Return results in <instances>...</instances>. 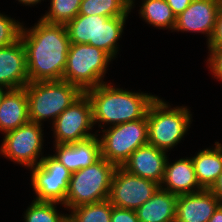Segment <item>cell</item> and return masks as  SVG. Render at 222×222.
Instances as JSON below:
<instances>
[{
	"label": "cell",
	"instance_id": "26",
	"mask_svg": "<svg viewBox=\"0 0 222 222\" xmlns=\"http://www.w3.org/2000/svg\"><path fill=\"white\" fill-rule=\"evenodd\" d=\"M82 0H50V9L41 17L44 22L66 25L80 10Z\"/></svg>",
	"mask_w": 222,
	"mask_h": 222
},
{
	"label": "cell",
	"instance_id": "33",
	"mask_svg": "<svg viewBox=\"0 0 222 222\" xmlns=\"http://www.w3.org/2000/svg\"><path fill=\"white\" fill-rule=\"evenodd\" d=\"M208 222H222V203L218 206Z\"/></svg>",
	"mask_w": 222,
	"mask_h": 222
},
{
	"label": "cell",
	"instance_id": "8",
	"mask_svg": "<svg viewBox=\"0 0 222 222\" xmlns=\"http://www.w3.org/2000/svg\"><path fill=\"white\" fill-rule=\"evenodd\" d=\"M102 132L99 137L101 157L122 167L137 148L148 144L147 115L136 121L109 126Z\"/></svg>",
	"mask_w": 222,
	"mask_h": 222
},
{
	"label": "cell",
	"instance_id": "1",
	"mask_svg": "<svg viewBox=\"0 0 222 222\" xmlns=\"http://www.w3.org/2000/svg\"><path fill=\"white\" fill-rule=\"evenodd\" d=\"M20 39L26 51L29 82L62 80L70 40L66 26L44 22L22 26Z\"/></svg>",
	"mask_w": 222,
	"mask_h": 222
},
{
	"label": "cell",
	"instance_id": "24",
	"mask_svg": "<svg viewBox=\"0 0 222 222\" xmlns=\"http://www.w3.org/2000/svg\"><path fill=\"white\" fill-rule=\"evenodd\" d=\"M68 222H111L112 204L105 201L79 205L69 209Z\"/></svg>",
	"mask_w": 222,
	"mask_h": 222
},
{
	"label": "cell",
	"instance_id": "6",
	"mask_svg": "<svg viewBox=\"0 0 222 222\" xmlns=\"http://www.w3.org/2000/svg\"><path fill=\"white\" fill-rule=\"evenodd\" d=\"M116 168V165L101 157L92 165L72 173L64 208L107 200Z\"/></svg>",
	"mask_w": 222,
	"mask_h": 222
},
{
	"label": "cell",
	"instance_id": "7",
	"mask_svg": "<svg viewBox=\"0 0 222 222\" xmlns=\"http://www.w3.org/2000/svg\"><path fill=\"white\" fill-rule=\"evenodd\" d=\"M113 58L89 44H70L62 80L77 86L83 93L102 83Z\"/></svg>",
	"mask_w": 222,
	"mask_h": 222
},
{
	"label": "cell",
	"instance_id": "10",
	"mask_svg": "<svg viewBox=\"0 0 222 222\" xmlns=\"http://www.w3.org/2000/svg\"><path fill=\"white\" fill-rule=\"evenodd\" d=\"M30 169L34 200L59 202L64 206L72 172L53 155L44 157Z\"/></svg>",
	"mask_w": 222,
	"mask_h": 222
},
{
	"label": "cell",
	"instance_id": "18",
	"mask_svg": "<svg viewBox=\"0 0 222 222\" xmlns=\"http://www.w3.org/2000/svg\"><path fill=\"white\" fill-rule=\"evenodd\" d=\"M160 188L177 196L202 191L191 157L181 158L173 163H169L167 158Z\"/></svg>",
	"mask_w": 222,
	"mask_h": 222
},
{
	"label": "cell",
	"instance_id": "27",
	"mask_svg": "<svg viewBox=\"0 0 222 222\" xmlns=\"http://www.w3.org/2000/svg\"><path fill=\"white\" fill-rule=\"evenodd\" d=\"M23 23L0 13V48L20 39Z\"/></svg>",
	"mask_w": 222,
	"mask_h": 222
},
{
	"label": "cell",
	"instance_id": "12",
	"mask_svg": "<svg viewBox=\"0 0 222 222\" xmlns=\"http://www.w3.org/2000/svg\"><path fill=\"white\" fill-rule=\"evenodd\" d=\"M160 187L156 182L128 173L122 167L115 169L108 200L119 208L137 210Z\"/></svg>",
	"mask_w": 222,
	"mask_h": 222
},
{
	"label": "cell",
	"instance_id": "9",
	"mask_svg": "<svg viewBox=\"0 0 222 222\" xmlns=\"http://www.w3.org/2000/svg\"><path fill=\"white\" fill-rule=\"evenodd\" d=\"M41 126L42 124L28 121L15 130L5 133L0 154L29 169L37 166L44 158L42 156L44 134Z\"/></svg>",
	"mask_w": 222,
	"mask_h": 222
},
{
	"label": "cell",
	"instance_id": "4",
	"mask_svg": "<svg viewBox=\"0 0 222 222\" xmlns=\"http://www.w3.org/2000/svg\"><path fill=\"white\" fill-rule=\"evenodd\" d=\"M30 121L42 124L55 119L83 92L65 80L29 82L26 86Z\"/></svg>",
	"mask_w": 222,
	"mask_h": 222
},
{
	"label": "cell",
	"instance_id": "17",
	"mask_svg": "<svg viewBox=\"0 0 222 222\" xmlns=\"http://www.w3.org/2000/svg\"><path fill=\"white\" fill-rule=\"evenodd\" d=\"M95 134L79 142L53 144L56 150L53 156L72 173L92 165L101 158L100 139Z\"/></svg>",
	"mask_w": 222,
	"mask_h": 222
},
{
	"label": "cell",
	"instance_id": "22",
	"mask_svg": "<svg viewBox=\"0 0 222 222\" xmlns=\"http://www.w3.org/2000/svg\"><path fill=\"white\" fill-rule=\"evenodd\" d=\"M139 14L147 24L159 29L174 30L176 16L166 0H142Z\"/></svg>",
	"mask_w": 222,
	"mask_h": 222
},
{
	"label": "cell",
	"instance_id": "32",
	"mask_svg": "<svg viewBox=\"0 0 222 222\" xmlns=\"http://www.w3.org/2000/svg\"><path fill=\"white\" fill-rule=\"evenodd\" d=\"M221 201L222 203V172L219 175L216 183L213 185V187L210 189Z\"/></svg>",
	"mask_w": 222,
	"mask_h": 222
},
{
	"label": "cell",
	"instance_id": "28",
	"mask_svg": "<svg viewBox=\"0 0 222 222\" xmlns=\"http://www.w3.org/2000/svg\"><path fill=\"white\" fill-rule=\"evenodd\" d=\"M209 53L208 68L216 79L222 81V47H207Z\"/></svg>",
	"mask_w": 222,
	"mask_h": 222
},
{
	"label": "cell",
	"instance_id": "30",
	"mask_svg": "<svg viewBox=\"0 0 222 222\" xmlns=\"http://www.w3.org/2000/svg\"><path fill=\"white\" fill-rule=\"evenodd\" d=\"M207 45L208 47H222V6L217 15L213 36Z\"/></svg>",
	"mask_w": 222,
	"mask_h": 222
},
{
	"label": "cell",
	"instance_id": "25",
	"mask_svg": "<svg viewBox=\"0 0 222 222\" xmlns=\"http://www.w3.org/2000/svg\"><path fill=\"white\" fill-rule=\"evenodd\" d=\"M59 202L32 200L24 213L25 222H68V214L57 211Z\"/></svg>",
	"mask_w": 222,
	"mask_h": 222
},
{
	"label": "cell",
	"instance_id": "13",
	"mask_svg": "<svg viewBox=\"0 0 222 222\" xmlns=\"http://www.w3.org/2000/svg\"><path fill=\"white\" fill-rule=\"evenodd\" d=\"M222 0H192L190 5L176 17L173 31L194 32L206 35L211 40Z\"/></svg>",
	"mask_w": 222,
	"mask_h": 222
},
{
	"label": "cell",
	"instance_id": "5",
	"mask_svg": "<svg viewBox=\"0 0 222 222\" xmlns=\"http://www.w3.org/2000/svg\"><path fill=\"white\" fill-rule=\"evenodd\" d=\"M128 16L106 17L77 15L65 26L70 43L89 44L107 52L113 59L118 53V43Z\"/></svg>",
	"mask_w": 222,
	"mask_h": 222
},
{
	"label": "cell",
	"instance_id": "14",
	"mask_svg": "<svg viewBox=\"0 0 222 222\" xmlns=\"http://www.w3.org/2000/svg\"><path fill=\"white\" fill-rule=\"evenodd\" d=\"M29 83L26 51L21 39L0 48V86L24 88Z\"/></svg>",
	"mask_w": 222,
	"mask_h": 222
},
{
	"label": "cell",
	"instance_id": "21",
	"mask_svg": "<svg viewBox=\"0 0 222 222\" xmlns=\"http://www.w3.org/2000/svg\"><path fill=\"white\" fill-rule=\"evenodd\" d=\"M191 159L200 187L210 190L222 172V144L215 142L214 148H204Z\"/></svg>",
	"mask_w": 222,
	"mask_h": 222
},
{
	"label": "cell",
	"instance_id": "35",
	"mask_svg": "<svg viewBox=\"0 0 222 222\" xmlns=\"http://www.w3.org/2000/svg\"><path fill=\"white\" fill-rule=\"evenodd\" d=\"M9 90H10V89H8V88H5V87H3V86H0V105H1V103H2V100H3L4 96H5V94H6Z\"/></svg>",
	"mask_w": 222,
	"mask_h": 222
},
{
	"label": "cell",
	"instance_id": "29",
	"mask_svg": "<svg viewBox=\"0 0 222 222\" xmlns=\"http://www.w3.org/2000/svg\"><path fill=\"white\" fill-rule=\"evenodd\" d=\"M111 222H139L136 210L112 205Z\"/></svg>",
	"mask_w": 222,
	"mask_h": 222
},
{
	"label": "cell",
	"instance_id": "15",
	"mask_svg": "<svg viewBox=\"0 0 222 222\" xmlns=\"http://www.w3.org/2000/svg\"><path fill=\"white\" fill-rule=\"evenodd\" d=\"M166 154V151L146 144L137 148L122 168L132 175L152 180L160 185L168 158Z\"/></svg>",
	"mask_w": 222,
	"mask_h": 222
},
{
	"label": "cell",
	"instance_id": "31",
	"mask_svg": "<svg viewBox=\"0 0 222 222\" xmlns=\"http://www.w3.org/2000/svg\"><path fill=\"white\" fill-rule=\"evenodd\" d=\"M166 2L177 17L190 5L192 0H166Z\"/></svg>",
	"mask_w": 222,
	"mask_h": 222
},
{
	"label": "cell",
	"instance_id": "34",
	"mask_svg": "<svg viewBox=\"0 0 222 222\" xmlns=\"http://www.w3.org/2000/svg\"><path fill=\"white\" fill-rule=\"evenodd\" d=\"M42 0H18L20 4L22 3L23 5L25 4L26 6H33L35 4L41 3Z\"/></svg>",
	"mask_w": 222,
	"mask_h": 222
},
{
	"label": "cell",
	"instance_id": "2",
	"mask_svg": "<svg viewBox=\"0 0 222 222\" xmlns=\"http://www.w3.org/2000/svg\"><path fill=\"white\" fill-rule=\"evenodd\" d=\"M84 93L91 102L93 124L98 123L103 129L105 125L113 126L145 117L150 104L157 97L144 92L116 88L107 82Z\"/></svg>",
	"mask_w": 222,
	"mask_h": 222
},
{
	"label": "cell",
	"instance_id": "3",
	"mask_svg": "<svg viewBox=\"0 0 222 222\" xmlns=\"http://www.w3.org/2000/svg\"><path fill=\"white\" fill-rule=\"evenodd\" d=\"M187 106L171 108L168 102L156 97L147 112L148 144L168 152L174 148L192 123Z\"/></svg>",
	"mask_w": 222,
	"mask_h": 222
},
{
	"label": "cell",
	"instance_id": "11",
	"mask_svg": "<svg viewBox=\"0 0 222 222\" xmlns=\"http://www.w3.org/2000/svg\"><path fill=\"white\" fill-rule=\"evenodd\" d=\"M52 125L54 144H69L96 136L90 132L94 124L88 96L83 93L55 119Z\"/></svg>",
	"mask_w": 222,
	"mask_h": 222
},
{
	"label": "cell",
	"instance_id": "19",
	"mask_svg": "<svg viewBox=\"0 0 222 222\" xmlns=\"http://www.w3.org/2000/svg\"><path fill=\"white\" fill-rule=\"evenodd\" d=\"M30 121L26 89H10L0 105V131L5 134Z\"/></svg>",
	"mask_w": 222,
	"mask_h": 222
},
{
	"label": "cell",
	"instance_id": "16",
	"mask_svg": "<svg viewBox=\"0 0 222 222\" xmlns=\"http://www.w3.org/2000/svg\"><path fill=\"white\" fill-rule=\"evenodd\" d=\"M220 204L211 190L179 195L175 222H208Z\"/></svg>",
	"mask_w": 222,
	"mask_h": 222
},
{
	"label": "cell",
	"instance_id": "23",
	"mask_svg": "<svg viewBox=\"0 0 222 222\" xmlns=\"http://www.w3.org/2000/svg\"><path fill=\"white\" fill-rule=\"evenodd\" d=\"M135 0H82L78 15L129 16Z\"/></svg>",
	"mask_w": 222,
	"mask_h": 222
},
{
	"label": "cell",
	"instance_id": "20",
	"mask_svg": "<svg viewBox=\"0 0 222 222\" xmlns=\"http://www.w3.org/2000/svg\"><path fill=\"white\" fill-rule=\"evenodd\" d=\"M178 196L160 187L137 210L139 222H175Z\"/></svg>",
	"mask_w": 222,
	"mask_h": 222
}]
</instances>
